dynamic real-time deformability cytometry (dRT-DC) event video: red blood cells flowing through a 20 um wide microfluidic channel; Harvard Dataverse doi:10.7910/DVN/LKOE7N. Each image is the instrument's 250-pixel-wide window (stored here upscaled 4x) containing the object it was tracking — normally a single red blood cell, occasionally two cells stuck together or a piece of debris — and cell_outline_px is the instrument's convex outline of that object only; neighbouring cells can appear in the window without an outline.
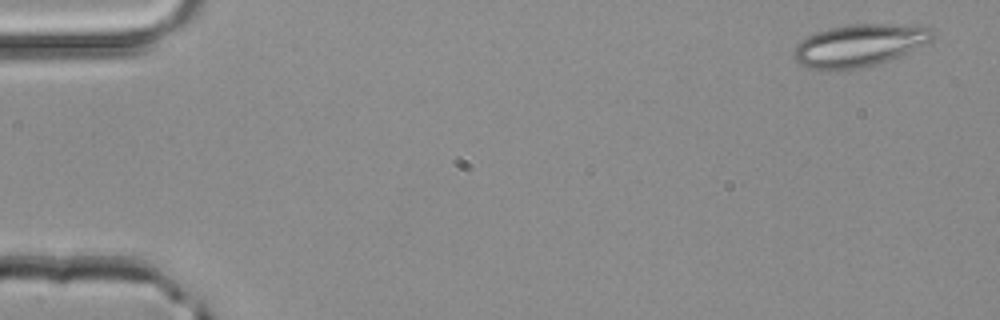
{"species": "common noctule bat (a hibernating species)", "species_latin": "Nyctalus noctula", "temperature_condition": "room temperature", "stored_images_in_passage": 4, "camera_frame_rate_fps": 3000, "um_per_image_px": 0.085, "animal": {"sex": "male", "body_mass_g": 20.4}, "frame": {"image": 1, "passage_image": 1, "time_ms": 0.0, "image_size_px": [1000, 320], "cell_outline_px": [[936, 32], [932, 40], [924, 44], [896, 56], [876, 64], [860, 68], [808, 68], [800, 64], [792, 56], [796, 44], [800, 40], [816, 32], [848, 24], [920, 24]], "centroid_in_image_um": [73.05, 3.81], "position_along_channel_um": 12.0, "area_um2": 33.7}}